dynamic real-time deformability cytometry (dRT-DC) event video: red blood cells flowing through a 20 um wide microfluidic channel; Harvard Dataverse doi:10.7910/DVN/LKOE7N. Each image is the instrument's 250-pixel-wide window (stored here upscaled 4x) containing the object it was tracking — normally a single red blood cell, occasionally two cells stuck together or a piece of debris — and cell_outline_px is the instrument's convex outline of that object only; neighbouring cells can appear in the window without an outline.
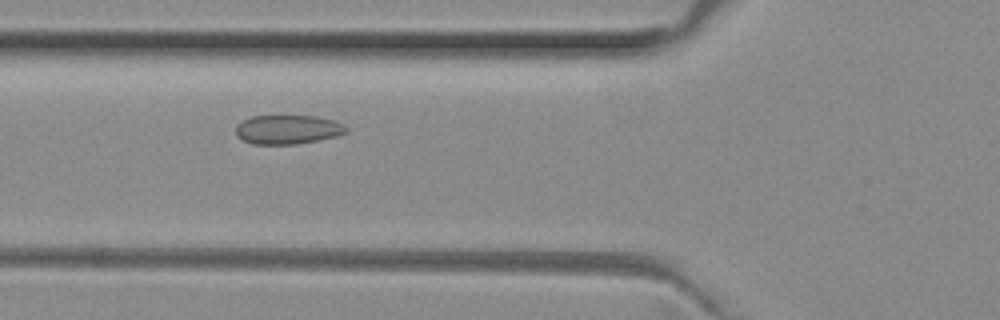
{"species": "common noctule bat (a hibernating species)", "species_latin": "Nyctalus noctula", "temperature_condition": "room temperature", "stored_images_in_passage": 7, "camera_frame_rate_fps": 3000, "um_per_image_px": 0.085, "animal": {"sex": "female", "body_mass_g": 29.2, "forearm_length_mm": 56.3}, "frame": {"image": 1, "passage_image": 4, "time_ms": 1.0, "image_size_px": [1000, 320], "cell_outline_px": [[348, 132], [336, 136], [296, 144], [252, 144], [236, 136], [236, 124], [252, 116], [316, 116], [332, 120], [344, 124], [348, 128]], "centroid_in_image_um": [24.45, 11.01], "position_along_channel_um": 101.3, "area_um2": 18.67}}
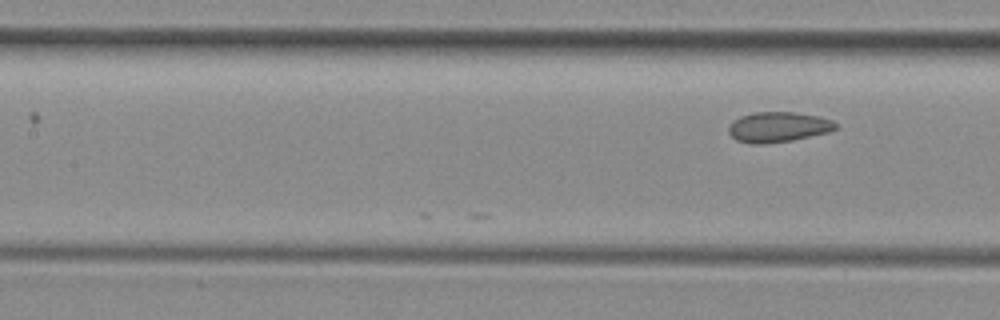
{"frame": {"image": 2, "passage_image": 7, "time_ms": 2.0, "image_size_px": [1000, 320], "cell_outline_px": [[836, 128], [828, 132], [792, 140], [760, 144], [752, 144], [736, 140], [728, 132], [728, 128], [732, 120], [740, 116], [752, 112], [792, 112], [820, 116], [832, 120], [836, 124]], "centroid_in_image_um": [66.1, 10.79], "position_along_channel_um": 141.3, "area_um2": 18.84}}